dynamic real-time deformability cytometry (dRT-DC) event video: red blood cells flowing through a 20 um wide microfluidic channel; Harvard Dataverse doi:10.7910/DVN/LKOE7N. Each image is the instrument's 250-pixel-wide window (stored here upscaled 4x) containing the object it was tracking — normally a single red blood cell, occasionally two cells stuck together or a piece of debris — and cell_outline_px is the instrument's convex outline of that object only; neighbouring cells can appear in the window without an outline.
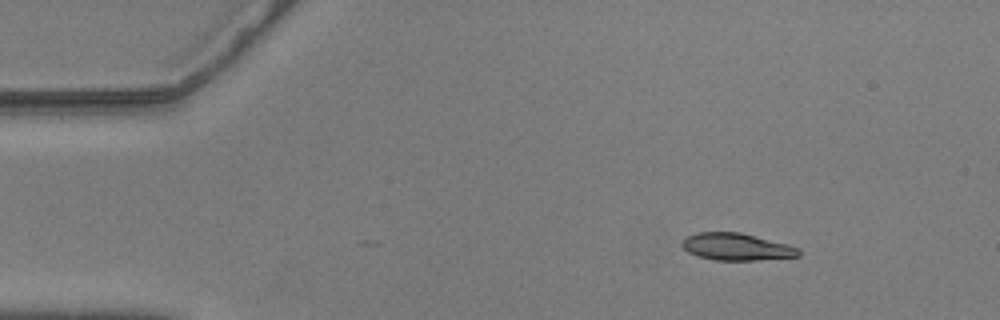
{"species": "common noctule bat (a hibernating species)", "species_latin": "Nyctalus noctula", "temperature_condition": "warm", "stored_images_in_passage": 42, "camera_frame_rate_fps": 3000, "um_per_image_px": 0.085, "animal": {"sex": "male", "body_mass_g": 20.5, "forearm_length_mm": 52.5}, "frame": {"image": 1, "passage_image": 1, "time_ms": 0.0, "image_size_px": [1000, 320], "cell_outline_px": [[800, 256], [756, 260], [716, 260], [696, 256], [688, 252], [680, 244], [684, 236], [696, 232], [740, 232], [788, 244], [800, 248]], "centroid_in_image_um": [62.57, 20.97], "position_along_channel_um": 22.4, "area_um2": 18.61}}
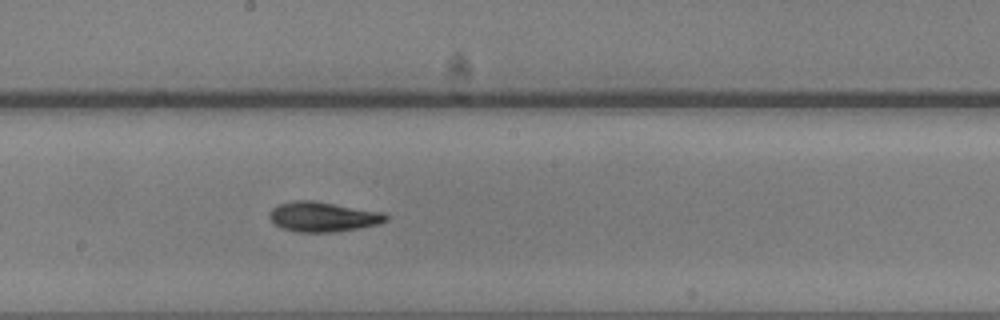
{"frame": {"image": 2, "passage_image": 24, "time_ms": 7.667, "image_size_px": [1000, 320], "cell_outline_px": [[388, 220], [380, 224], [360, 228], [332, 232], [296, 232], [280, 228], [272, 224], [268, 216], [268, 212], [276, 204], [296, 200], [312, 200], [384, 212], [388, 216]], "centroid_in_image_um": [27.41, 18.43], "position_along_channel_um": 220.8, "area_um2": 20.69}}
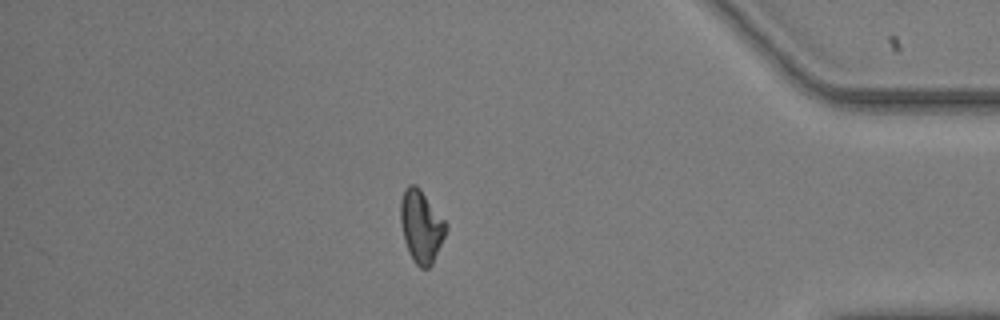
{"frame": {"image": 3, "passage_image": 42, "time_ms": 13.667, "image_size_px": [1000, 320], "cell_outline_px": [[448, 228], [432, 264], [428, 268], [420, 268], [412, 260], [408, 252], [404, 240], [400, 224], [400, 200], [404, 188], [408, 184], [416, 184], [420, 188], [448, 224]], "centroid_in_image_um": [35.78, 19.22], "position_along_channel_um": 399.4, "area_um2": 19.42}, "authors_computed_cell_mechanics": {"area_um2": 19.5653, "velocity_mm_per_s": 3.5811, "shape_relaxation_time_tau1_ms": 6.1975, "shape_relaxation_time_tau2_ms": 6.4183, "deformation_change_tau1": 0.1605, "deformation_change_tau2": 0.1232}}